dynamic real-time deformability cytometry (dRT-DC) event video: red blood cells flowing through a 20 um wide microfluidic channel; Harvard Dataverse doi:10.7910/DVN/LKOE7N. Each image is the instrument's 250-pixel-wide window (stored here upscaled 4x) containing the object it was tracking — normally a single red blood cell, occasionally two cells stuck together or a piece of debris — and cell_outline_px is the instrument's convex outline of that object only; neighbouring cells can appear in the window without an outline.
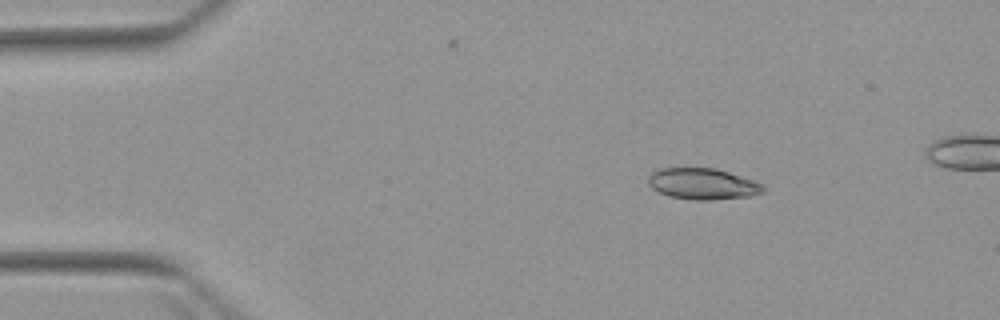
{"species": "Egyptian fruit bat (a non-hibernating species)", "species_latin": "Rousettus aegyptiacus", "temperature_condition": "warm", "stored_images_in_passage": 5, "camera_frame_rate_fps": 3000, "um_per_image_px": 0.085, "animal": {"sex": "female"}, "frame": {"image": 1, "passage_image": 2, "time_ms": 1.333, "image_size_px": [1000, 320], "cell_outline_px": [[764, 192], [752, 196], [712, 200], [692, 200], [668, 196], [652, 188], [648, 184], [648, 176], [656, 168], [716, 168], [752, 180], [760, 184], [764, 188]], "centroid_in_image_um": [59.69, 15.63], "position_along_channel_um": 25.3, "area_um2": 20.92}}